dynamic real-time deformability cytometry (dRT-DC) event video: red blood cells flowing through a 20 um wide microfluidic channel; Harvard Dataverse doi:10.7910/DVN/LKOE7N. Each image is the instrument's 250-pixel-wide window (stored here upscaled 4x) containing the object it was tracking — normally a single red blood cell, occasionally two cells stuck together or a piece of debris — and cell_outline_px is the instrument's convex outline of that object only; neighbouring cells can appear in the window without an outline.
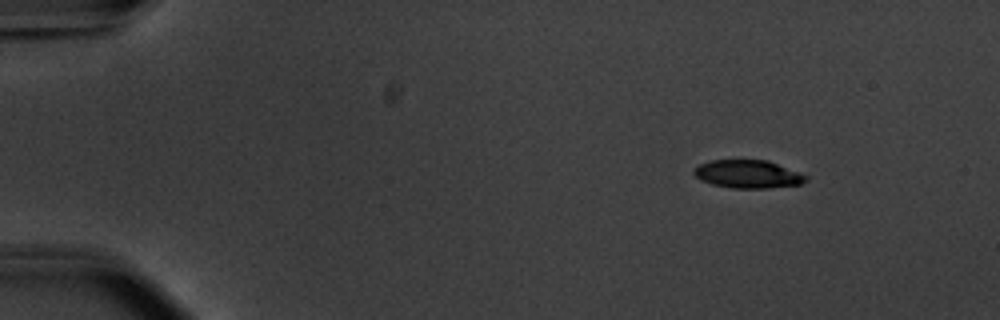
{"species": "common noctule bat (a hibernating species)", "species_latin": "Nyctalus noctula", "temperature_condition": "warm", "stored_images_in_passage": 49, "camera_frame_rate_fps": 3000, "um_per_image_px": 0.085, "animal": {"sex": "male", "body_mass_g": 20.1, "forearm_length_mm": 53.5}, "frame": {"image": 1, "passage_image": 1, "time_ms": 0.0, "image_size_px": [1000, 320], "cell_outline_px": [[808, 180], [800, 184], [768, 188], [732, 188], [712, 184], [700, 180], [692, 172], [692, 168], [700, 164], [712, 160], [768, 160], [800, 172], [808, 176]], "centroid_in_image_um": [63.57, 14.8], "position_along_channel_um": 21.4, "area_um2": 18.44}}
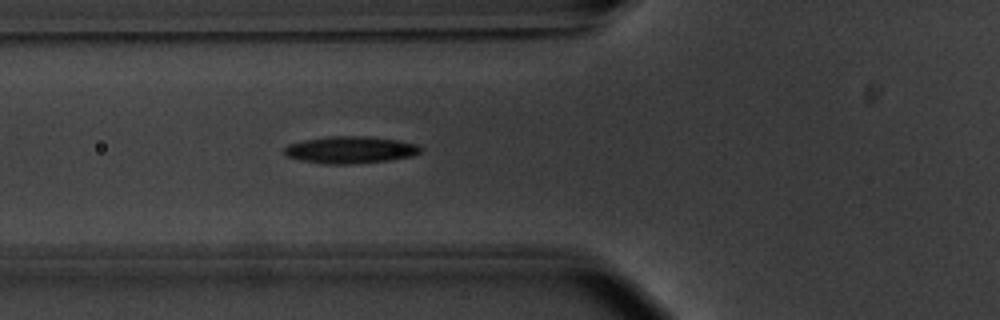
{"frame": {"image": 2, "passage_image": 15, "time_ms": 4.667, "image_size_px": [1000, 320], "cell_outline_px": [[420, 152], [412, 156], [388, 160], [348, 164], [324, 164], [300, 160], [288, 156], [284, 152], [284, 148], [288, 144], [304, 140], [328, 136], [368, 136], [400, 140], [416, 144], [420, 148]], "centroid_in_image_um": [29.76, 12.73], "position_along_channel_um": 96.0, "area_um2": 21.39}}
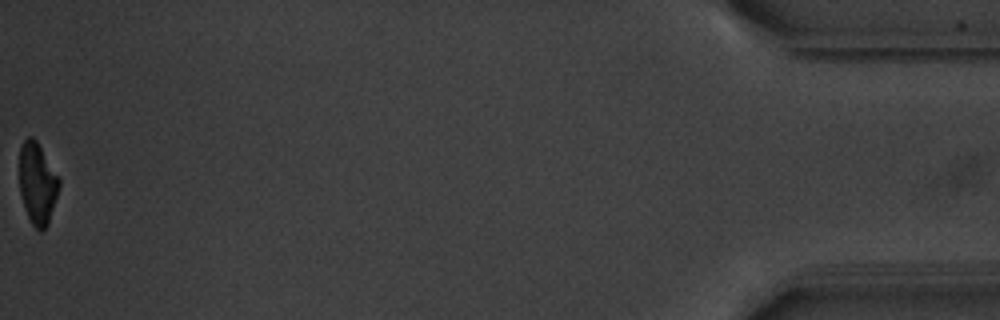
{"frame": {"image": 3, "passage_image": 49, "time_ms": 16.0, "image_size_px": [1000, 320], "cell_outline_px": [[60, 184], [48, 224], [40, 232], [32, 224], [28, 216], [20, 192], [20, 148], [24, 140], [28, 136], [32, 136], [36, 140], [60, 180]], "centroid_in_image_um": [3.17, 15.58], "position_along_channel_um": 432.0, "area_um2": 18.38}, "authors_computed_cell_mechanics": {"area_um2": 20.519, "velocity_mm_per_s": 3.7536, "shape_relaxation_time_tau1_ms": 3.1118, "shape_relaxation_time_tau2_ms": 9.0487, "deformation_change_tau1": 0.1531, "deformation_change_tau2": 0.1765}}